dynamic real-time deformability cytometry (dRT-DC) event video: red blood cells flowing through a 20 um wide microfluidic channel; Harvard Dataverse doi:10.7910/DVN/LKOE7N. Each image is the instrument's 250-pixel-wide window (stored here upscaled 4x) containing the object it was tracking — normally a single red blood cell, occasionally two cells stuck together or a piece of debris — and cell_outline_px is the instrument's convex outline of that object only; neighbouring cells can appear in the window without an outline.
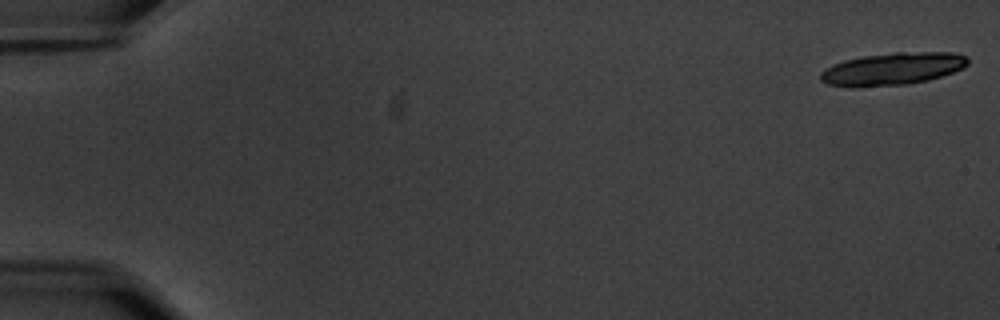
{"species": "common noctule bat (a hibernating species)", "species_latin": "Nyctalus noctula", "temperature_condition": "warm", "stored_images_in_passage": 22, "camera_frame_rate_fps": 3000, "um_per_image_px": 0.085, "animal": {"sex": "male", "body_mass_g": 20.1, "forearm_length_mm": 53.5}, "frame": {"image": 1, "passage_image": 1, "time_ms": 0.0, "image_size_px": [1000, 320], "cell_outline_px": [[968, 64], [964, 68], [928, 80], [908, 84], [860, 88], [852, 88], [828, 84], [820, 80], [820, 72], [844, 60], [864, 56], [896, 52], [952, 52], [968, 56]], "centroid_in_image_um": [75.88, 5.86], "position_along_channel_um": 9.1, "area_um2": 27.98}}